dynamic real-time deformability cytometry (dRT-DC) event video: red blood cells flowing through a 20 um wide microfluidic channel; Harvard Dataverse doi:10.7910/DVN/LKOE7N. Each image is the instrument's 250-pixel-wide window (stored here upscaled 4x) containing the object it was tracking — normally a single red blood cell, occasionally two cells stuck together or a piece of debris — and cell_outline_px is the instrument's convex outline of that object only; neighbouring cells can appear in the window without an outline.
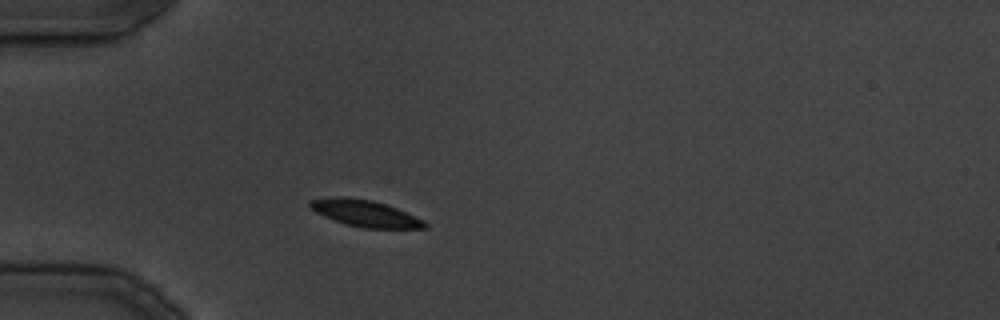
{"species": "common noctule bat (a hibernating species)", "species_latin": "Nyctalus noctula", "temperature_condition": "cold", "stored_images_in_passage": 25, "camera_frame_rate_fps": 3000, "um_per_image_px": 0.085, "animal": {"sex": "male", "body_mass_g": 19.5, "forearm_length_mm": 54.6}, "frame": {"image": 1, "passage_image": 1, "time_ms": 0.0, "image_size_px": [1000, 320], "cell_outline_px": [[428, 228], [364, 228], [344, 224], [324, 216], [316, 212], [308, 204], [312, 200], [336, 196], [344, 196], [372, 200], [396, 208], [424, 220], [428, 224]], "centroid_in_image_um": [31.05, 18.14], "position_along_channel_um": 54.0, "area_um2": 17.63}}
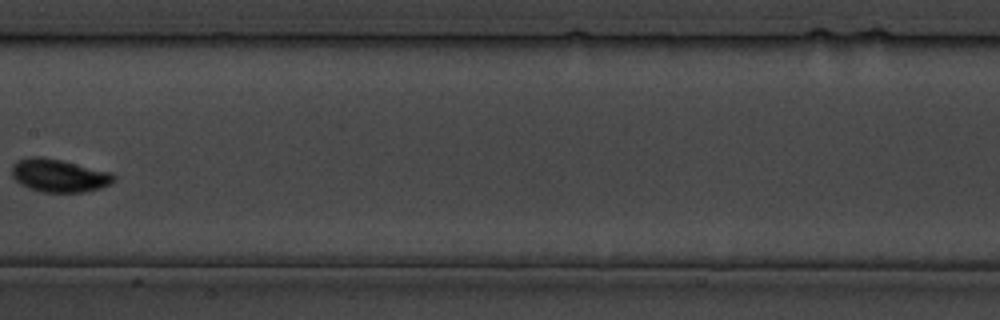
{"frame": {"image": 2, "passage_image": 9, "time_ms": 10.333, "image_size_px": [1000, 320], "cell_outline_px": [[116, 180], [100, 188], [84, 192], [40, 192], [28, 188], [20, 184], [12, 176], [12, 164], [16, 160], [32, 156], [40, 156], [60, 160], [112, 172], [116, 176]], "centroid_in_image_um": [5.0, 14.92], "position_along_channel_um": 202.4, "area_um2": 19.71}}
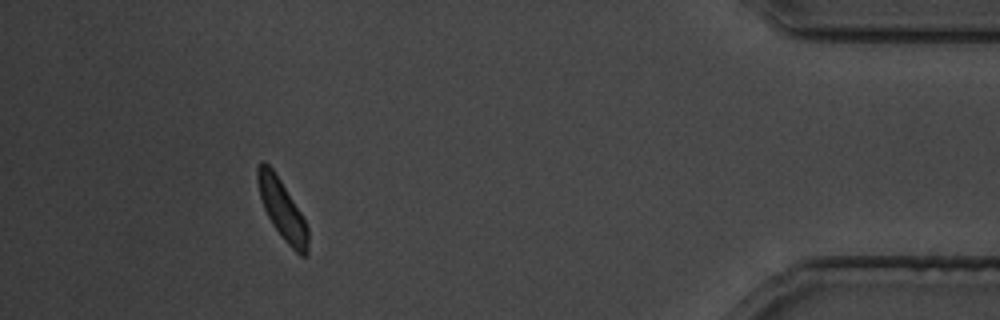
{"frame": {"image": 3, "passage_image": 23, "time_ms": 27.0, "image_size_px": [1000, 320], "cell_outline_px": [[308, 252], [304, 256], [300, 256], [284, 240], [272, 224], [260, 200], [256, 180], [256, 168], [260, 160], [264, 160], [272, 168], [280, 180], [300, 212], [308, 228]], "centroid_in_image_um": [23.94, 17.77], "position_along_channel_um": 411.3, "area_um2": 17.46}}